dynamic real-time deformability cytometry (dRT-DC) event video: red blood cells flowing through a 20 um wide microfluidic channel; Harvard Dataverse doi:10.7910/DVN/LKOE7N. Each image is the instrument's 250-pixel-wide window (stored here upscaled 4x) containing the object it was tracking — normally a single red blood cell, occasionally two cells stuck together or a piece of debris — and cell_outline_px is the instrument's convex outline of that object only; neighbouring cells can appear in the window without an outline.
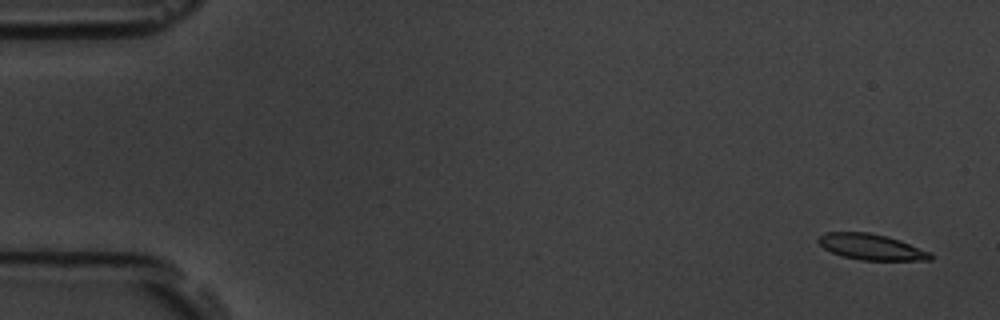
{"species": "common noctule bat (a hibernating species)", "species_latin": "Nyctalus noctula", "temperature_condition": "room temperature", "stored_images_in_passage": 5, "camera_frame_rate_fps": 3000, "um_per_image_px": 0.085, "animal": {"sex": "male", "body_mass_g": 19.5, "forearm_length_mm": 54.6}, "frame": {"image": 1, "passage_image": 1, "time_ms": 0.0, "image_size_px": [1000, 320], "cell_outline_px": [[936, 256], [932, 260], [860, 260], [844, 256], [832, 252], [824, 248], [816, 240], [820, 236], [828, 232], [868, 232], [888, 236], [900, 240], [932, 252]], "centroid_in_image_um": [74.13, 20.99], "position_along_channel_um": 10.9, "area_um2": 16.99}}
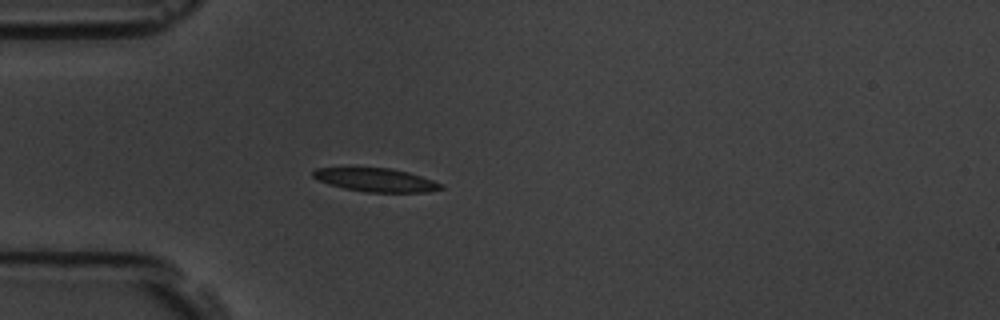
{"frame": {"image": 2, "passage_image": 5, "time_ms": 4.667, "image_size_px": [1000, 320], "cell_outline_px": [[444, 188], [428, 192], [364, 192], [344, 188], [328, 184], [316, 180], [312, 176], [312, 172], [316, 168], [388, 168], [408, 172], [444, 184]], "centroid_in_image_um": [31.94, 15.3], "position_along_channel_um": 53.1, "area_um2": 17.46}}